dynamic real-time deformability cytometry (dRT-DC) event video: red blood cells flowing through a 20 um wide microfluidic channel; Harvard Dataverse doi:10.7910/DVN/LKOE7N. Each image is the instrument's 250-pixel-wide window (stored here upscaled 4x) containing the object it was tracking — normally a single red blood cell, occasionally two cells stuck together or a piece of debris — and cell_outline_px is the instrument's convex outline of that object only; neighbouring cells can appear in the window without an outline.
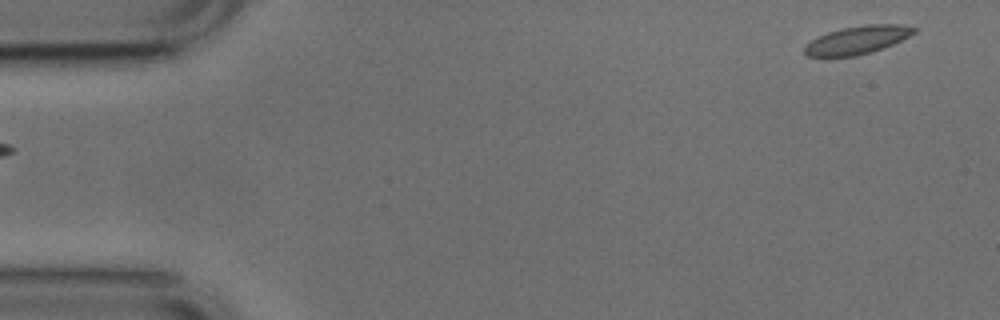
{"species": "common noctule bat (a hibernating species)", "species_latin": "Nyctalus noctula", "temperature_condition": "cold", "stored_images_in_passage": 51, "camera_frame_rate_fps": 3000, "um_per_image_px": 0.085, "animal": {"sex": "male", "body_mass_g": 17.9, "forearm_length_mm": 54.2}, "frame": {"image": 1, "passage_image": 1, "time_ms": 0.0, "image_size_px": [1000, 320], "cell_outline_px": [[916, 32], [892, 44], [872, 52], [856, 56], [808, 56], [804, 52], [804, 48], [812, 40], [828, 32], [840, 28], [868, 24], [900, 24], [916, 28]], "centroid_in_image_um": [72.89, 3.39], "position_along_channel_um": 12.1, "area_um2": 17.63}}
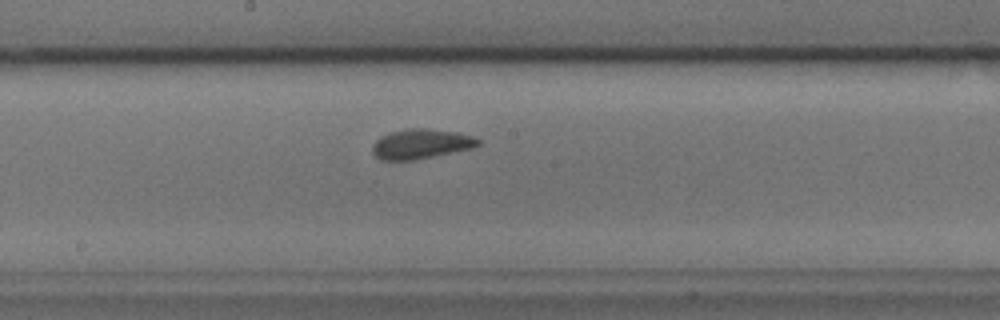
{"frame": {"image": 2, "passage_image": 26, "time_ms": 8.333, "image_size_px": [1000, 320], "cell_outline_px": [[480, 144], [472, 148], [412, 160], [380, 160], [372, 152], [372, 144], [380, 136], [392, 132], [408, 128], [424, 128], [456, 132], [472, 136], [480, 140]], "centroid_in_image_um": [35.75, 12.23], "position_along_channel_um": 212.5, "area_um2": 18.15}}
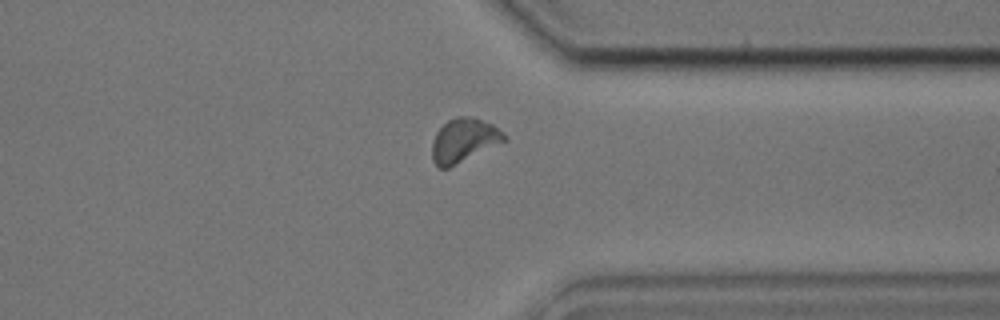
{"frame": {"image": 3, "passage_image": 39, "time_ms": 12.667, "image_size_px": [1000, 320], "cell_outline_px": [[508, 140], [448, 168], [440, 168], [432, 160], [432, 140], [436, 132], [448, 120], [456, 116], [468, 116], [492, 124], [504, 132], [508, 136]], "centroid_in_image_um": [39.44, 11.93], "position_along_channel_um": 372.0, "area_um2": 18.44}, "authors_computed_cell_mechanics": {"area_um2": 17.918, "velocity_mm_per_s": 3.7459, "shape_relaxation_time_tau1_ms": 7.9577, "shape_relaxation_time_tau2_ms": null, "deformation_change_tau1": 0.1209, "deformation_change_tau2": null}}